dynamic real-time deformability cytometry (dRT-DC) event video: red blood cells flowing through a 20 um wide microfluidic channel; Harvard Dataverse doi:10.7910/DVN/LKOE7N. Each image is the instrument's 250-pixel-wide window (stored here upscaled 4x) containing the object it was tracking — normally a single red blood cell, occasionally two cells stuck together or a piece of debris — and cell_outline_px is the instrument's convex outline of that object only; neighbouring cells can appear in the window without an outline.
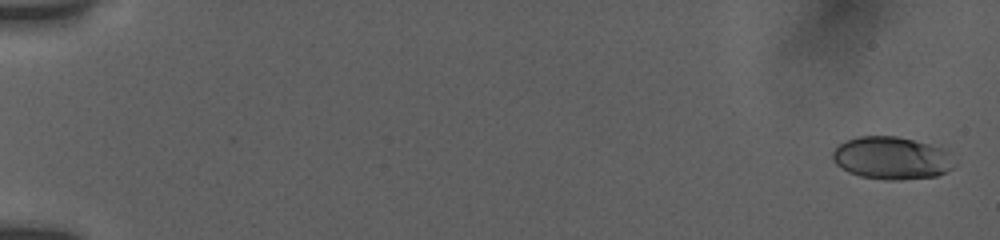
{"species": "human", "species_latin": "Homo sapiens", "temperature_condition": "room temperature", "stored_images_in_passage": 41, "camera_frame_rate_fps": 3000, "um_per_image_px": 0.085, "donor": {"sex": "female"}, "frame": {"image": 1, "passage_image": 1, "time_ms": 0.0, "image_size_px": [1000, 240], "cell_outline_px": [[956, 164], [952, 168], [936, 176], [900, 180], [888, 180], [860, 176], [848, 172], [836, 164], [832, 160], [832, 152], [840, 144], [856, 136], [900, 136], [944, 148], [948, 152]], "centroid_in_image_um": [75.79, 13.43], "position_along_channel_um": 9.2, "area_um2": 30.35}}
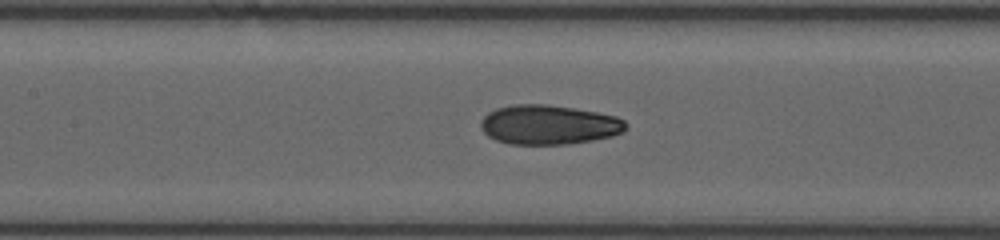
{"frame": {"image": 2, "passage_image": 23, "time_ms": 7.333, "image_size_px": [1000, 240], "cell_outline_px": [[628, 128], [624, 132], [612, 136], [592, 140], [564, 144], [508, 144], [496, 140], [488, 136], [480, 128], [480, 120], [488, 112], [496, 108], [512, 104], [548, 104], [596, 112], [616, 116], [624, 120], [628, 124]], "centroid_in_image_um": [46.63, 10.6], "position_along_channel_um": 160.8, "area_um2": 33.58}}
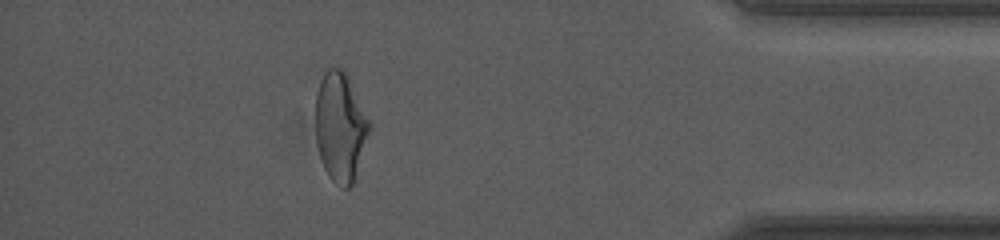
{"frame": {"image": 3, "passage_image": 36, "time_ms": 11.667, "image_size_px": [1000, 240], "cell_outline_px": [[372, 128], [352, 184], [348, 188], [340, 188], [328, 176], [324, 168], [316, 144], [316, 92], [320, 80], [324, 72], [328, 68], [344, 68], [372, 124]], "centroid_in_image_um": [28.94, 10.77], "position_along_channel_um": 406.3, "area_um2": 34.56}, "authors_computed_cell_mechanics": {"area_um2": 32.657, "velocity_mm_per_s": 4.8472, "shape_relaxation_time_tau1_ms": null, "shape_relaxation_time_tau2_ms": 1.7152, "deformation_change_tau1": null, "deformation_change_tau2": 0.0772}}